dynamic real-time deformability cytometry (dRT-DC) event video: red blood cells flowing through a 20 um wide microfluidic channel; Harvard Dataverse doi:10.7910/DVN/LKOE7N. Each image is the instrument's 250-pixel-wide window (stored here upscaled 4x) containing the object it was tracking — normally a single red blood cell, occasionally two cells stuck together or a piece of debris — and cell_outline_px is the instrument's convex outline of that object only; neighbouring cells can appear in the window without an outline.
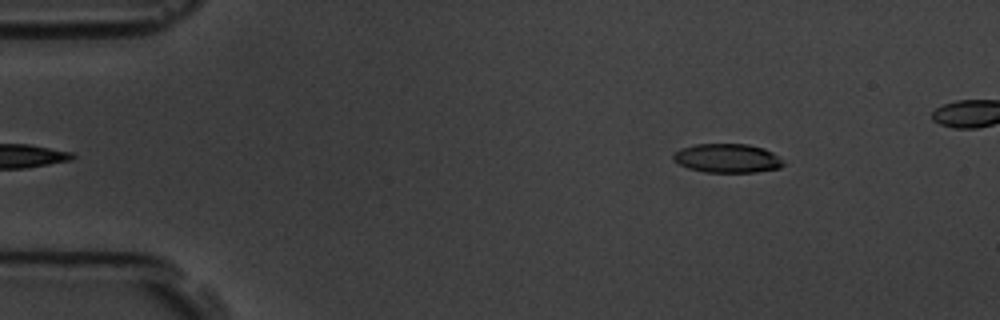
{"species": "common noctule bat (a hibernating species)", "species_latin": "Nyctalus noctula", "temperature_condition": "room temperature", "stored_images_in_passage": 4, "camera_frame_rate_fps": 3000, "um_per_image_px": 0.085, "animal": {"sex": "male", "body_mass_g": 19.5, "forearm_length_mm": 54.6}, "frame": {"image": 1, "passage_image": 4, "time_ms": 4.333, "image_size_px": [1000, 320], "cell_outline_px": [[784, 164], [780, 168], [756, 172], [704, 172], [688, 168], [672, 160], [672, 156], [680, 148], [696, 144], [748, 144], [764, 148], [772, 152]], "centroid_in_image_um": [61.79, 13.45], "position_along_channel_um": 23.2, "area_um2": 18.5}}